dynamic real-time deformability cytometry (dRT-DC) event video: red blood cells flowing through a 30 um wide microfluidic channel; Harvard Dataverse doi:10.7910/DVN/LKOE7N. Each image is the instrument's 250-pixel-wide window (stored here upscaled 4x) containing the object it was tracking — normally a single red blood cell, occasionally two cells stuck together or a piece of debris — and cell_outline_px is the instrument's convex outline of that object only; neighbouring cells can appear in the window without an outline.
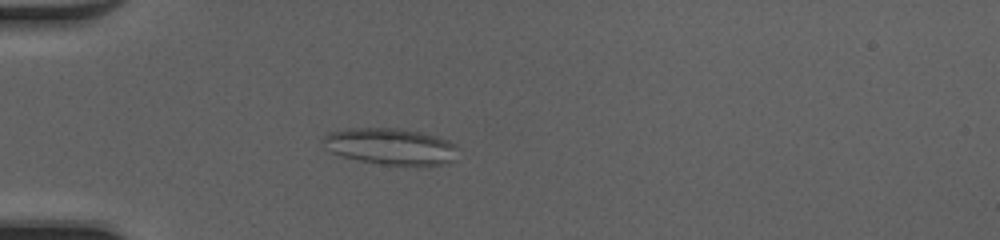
{"species": "common noctule bat (a hibernating species)", "species_latin": "Nyctalus noctula", "temperature_condition": "cold", "stored_images_in_passage": 40, "camera_frame_rate_fps": 3000, "um_per_image_px": 0.085, "animal": {"sex": "female", "body_mass_g": 20.0, "forearm_length_mm": 54.0}, "frame": {"image": 1, "passage_image": 10, "time_ms": 3.0, "image_size_px": [1000, 240], "cell_outline_px": [[456, 148], [452, 160], [448, 164], [384, 164], [360, 160], [344, 156], [332, 152], [320, 140], [328, 132], [348, 128], [400, 128], [420, 132], [436, 136], [448, 140], [456, 144]], "centroid_in_image_um": [33.17, 12.41], "position_along_channel_um": 51.8, "area_um2": 28.15}}
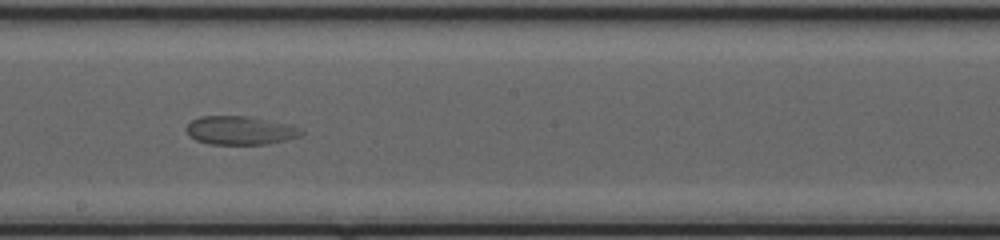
{"frame": {"image": 2, "passage_image": 24, "time_ms": 7.667, "image_size_px": [1000, 240], "cell_outline_px": [[304, 132], [300, 136], [268, 144], [208, 144], [196, 140], [188, 136], [184, 128], [192, 120], [200, 116], [248, 116], [288, 124]], "centroid_in_image_um": [20.34, 11.09], "position_along_channel_um": 227.9, "area_um2": 19.07}}
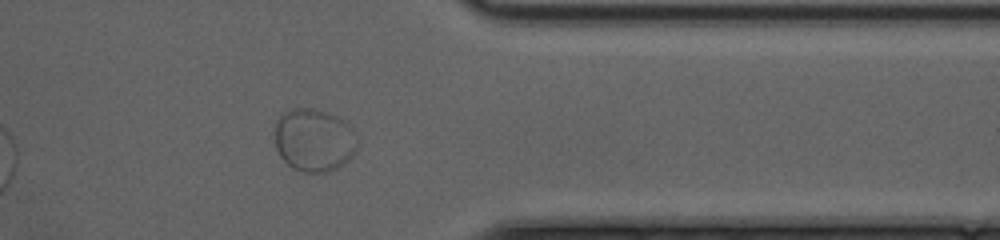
{"frame": {"image": 3, "passage_image": 36, "time_ms": 11.667, "image_size_px": [1000, 240], "cell_outline_px": [[356, 148], [348, 160], [336, 168], [328, 172], [304, 172], [292, 168], [280, 156], [276, 148], [276, 120], [284, 112], [292, 108], [312, 108], [328, 112], [344, 120], [352, 128], [356, 136]], "centroid_in_image_um": [26.68, 11.89], "position_along_channel_um": 384.7, "area_um2": 30.17}}